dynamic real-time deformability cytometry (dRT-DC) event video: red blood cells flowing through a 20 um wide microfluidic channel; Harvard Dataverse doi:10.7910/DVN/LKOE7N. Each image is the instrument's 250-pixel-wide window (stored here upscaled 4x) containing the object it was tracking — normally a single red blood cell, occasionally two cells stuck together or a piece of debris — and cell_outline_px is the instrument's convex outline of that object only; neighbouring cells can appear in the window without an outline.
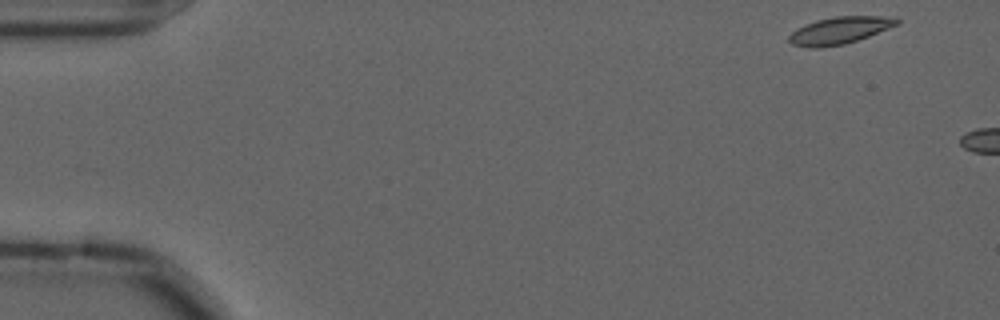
{"species": "common noctule bat (a hibernating species)", "species_latin": "Nyctalus noctula", "temperature_condition": "cold", "stored_images_in_passage": 5, "camera_frame_rate_fps": 3000, "um_per_image_px": 0.085, "animal": {"sex": "male", "forearm_length_mm": 52.5}, "frame": {"image": 1, "passage_image": 1, "time_ms": 0.0, "image_size_px": [1000, 320], "cell_outline_px": [[900, 24], [868, 36], [844, 44], [820, 48], [808, 48], [792, 44], [788, 40], [788, 36], [796, 28], [804, 24], [816, 20], [836, 16], [896, 16], [900, 20]], "centroid_in_image_um": [71.37, 2.58], "position_along_channel_um": 13.6, "area_um2": 17.22}}